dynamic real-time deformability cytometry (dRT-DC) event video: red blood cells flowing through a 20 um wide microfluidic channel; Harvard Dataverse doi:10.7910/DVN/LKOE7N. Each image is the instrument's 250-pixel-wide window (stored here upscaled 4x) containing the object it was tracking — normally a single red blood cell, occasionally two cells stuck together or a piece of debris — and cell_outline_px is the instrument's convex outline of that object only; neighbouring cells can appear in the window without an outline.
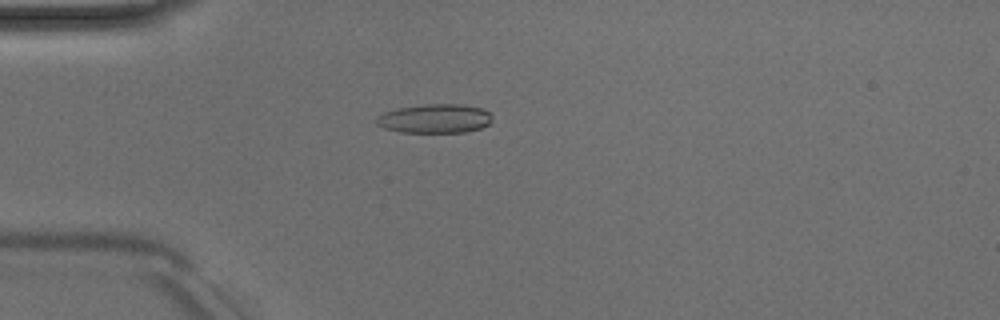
{"species": "Egyptian fruit bat (a non-hibernating species)", "species_latin": "Rousettus aegyptiacus", "temperature_condition": "room temperature", "stored_images_in_passage": 50, "camera_frame_rate_fps": 3000, "um_per_image_px": 0.085, "animal": {"sex": "male"}, "frame": {"image": 1, "passage_image": 14, "time_ms": 4.333, "image_size_px": [1000, 320], "cell_outline_px": [[492, 120], [488, 124], [480, 128], [464, 132], [400, 132], [384, 128], [376, 124], [376, 116], [384, 112], [396, 108], [424, 104], [464, 104], [480, 108], [488, 112], [492, 116]], "centroid_in_image_um": [36.93, 10.07], "position_along_channel_um": 48.1, "area_um2": 19.65}}
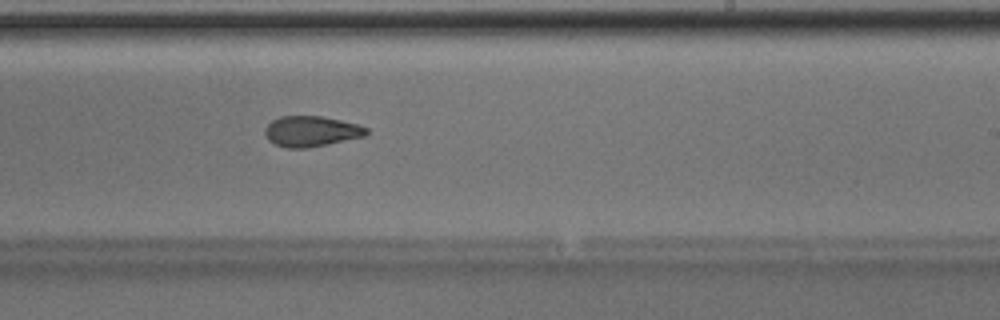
{"frame": {"image": 2, "passage_image": 31, "time_ms": 10.0, "image_size_px": [1000, 320], "cell_outline_px": [[368, 132], [364, 136], [328, 144], [304, 148], [288, 148], [276, 144], [268, 140], [264, 132], [264, 128], [272, 120], [280, 116], [320, 116], [340, 120], [356, 124], [368, 128]], "centroid_in_image_um": [26.42, 11.16], "position_along_channel_um": 262.6, "area_um2": 17.92}}
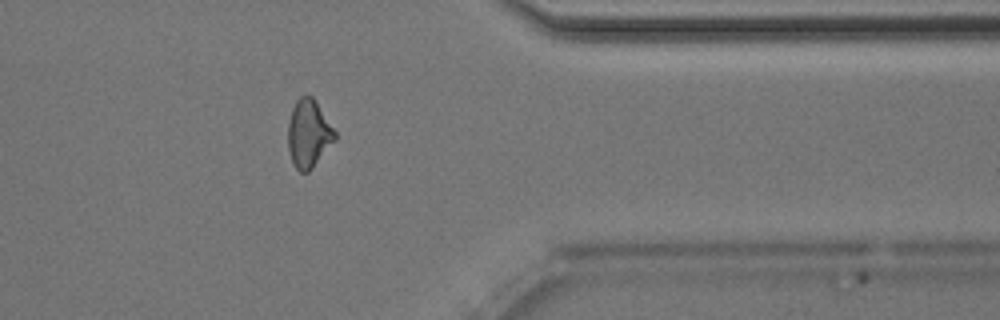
{"frame": {"image": 3, "passage_image": 41, "time_ms": 13.333, "image_size_px": [1000, 320], "cell_outline_px": [[336, 140], [312, 168], [308, 172], [300, 172], [292, 164], [288, 148], [288, 120], [292, 108], [296, 100], [300, 96], [312, 96], [316, 100], [336, 132]], "centroid_in_image_um": [26.23, 11.36], "position_along_channel_um": 385.2, "area_um2": 18.73}, "authors_computed_cell_mechanics": {"area_um2": 18.9873, "velocity_mm_per_s": 4.0621, "shape_relaxation_time_tau1_ms": 9.6121, "shape_relaxation_time_tau2_ms": 3.3666, "deformation_change_tau1": 0.2047, "deformation_change_tau2": 0.1103}}